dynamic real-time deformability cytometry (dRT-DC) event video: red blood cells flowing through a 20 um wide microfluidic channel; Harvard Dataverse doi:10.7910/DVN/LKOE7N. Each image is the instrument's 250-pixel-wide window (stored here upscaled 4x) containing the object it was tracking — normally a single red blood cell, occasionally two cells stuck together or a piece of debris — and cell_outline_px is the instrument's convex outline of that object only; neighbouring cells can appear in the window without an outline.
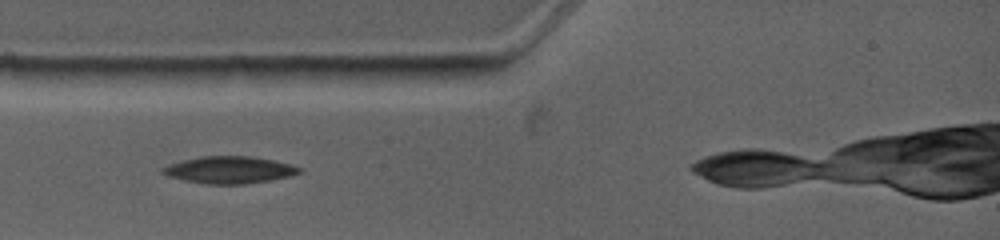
{"species": "common noctule bat (a hibernating species)", "species_latin": "Nyctalus noctula", "temperature_condition": "warm", "stored_images_in_passage": 3, "segment_of_instrument_passage": [1, 2], "camera_frame_rate_fps": 4500, "um_per_image_px": 0.085, "animal": {"sex": "female", "body_mass_g": 19.0, "forearm_length_mm": 53.3}, "frame": {"image": 1, "passage_image": 1, "time_ms": 0.0, "image_size_px": [1000, 240], "cell_outline_px": [[300, 172], [288, 176], [268, 180], [244, 184], [208, 184], [184, 180], [168, 176], [160, 172], [160, 168], [168, 164], [200, 156], [252, 156], [292, 164], [300, 168]], "centroid_in_image_um": [19.44, 14.43], "position_along_channel_um": 65.6, "area_um2": 21.39}}
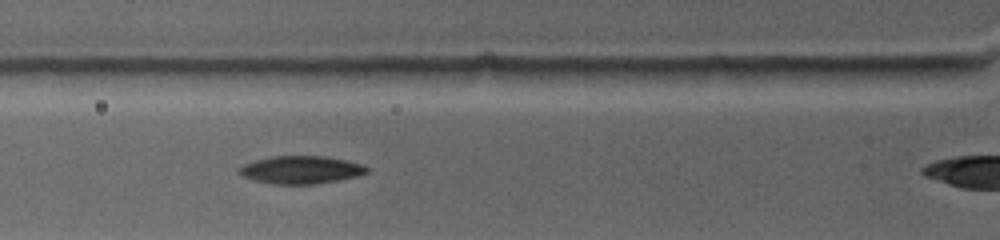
{"frame": {"image": 2, "passage_image": 2, "time_ms": 0.889, "image_size_px": [1000, 240], "cell_outline_px": [[368, 172], [356, 176], [336, 180], [312, 184], [272, 184], [256, 180], [244, 176], [236, 172], [236, 168], [244, 164], [256, 160], [272, 156], [324, 156], [344, 160], [360, 164], [368, 168]], "centroid_in_image_um": [25.52, 14.43], "position_along_channel_um": 100.3, "area_um2": 20.4}}